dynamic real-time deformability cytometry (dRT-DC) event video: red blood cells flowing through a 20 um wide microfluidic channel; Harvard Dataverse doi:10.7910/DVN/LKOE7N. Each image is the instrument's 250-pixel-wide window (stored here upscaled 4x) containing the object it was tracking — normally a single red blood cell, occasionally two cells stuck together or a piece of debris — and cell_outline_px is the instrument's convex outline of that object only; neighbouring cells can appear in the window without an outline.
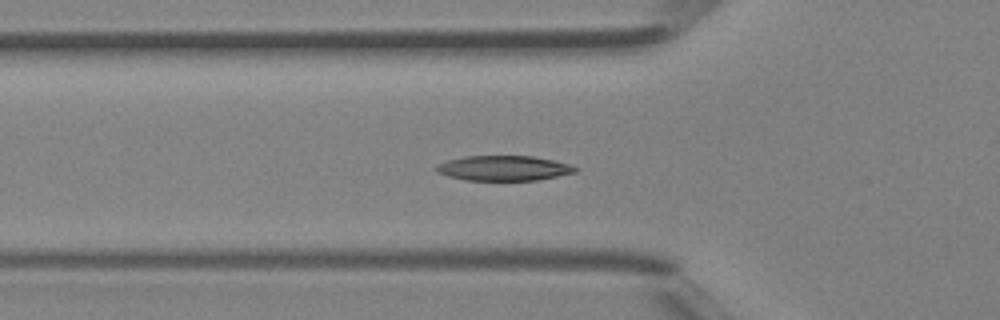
{"species": "Egyptian fruit bat (a non-hibernating species)", "species_latin": "Rousettus aegyptiacus", "temperature_condition": "room temperature", "stored_images_in_passage": 41, "camera_frame_rate_fps": 3000, "um_per_image_px": 0.085, "animal": {"sex": "female"}, "frame": {"image": 1, "passage_image": 12, "time_ms": 3.667, "image_size_px": [1000, 320], "cell_outline_px": [[580, 168], [576, 172], [536, 180], [464, 180], [448, 176], [436, 172], [436, 164], [448, 160], [464, 156], [532, 156], [556, 160]], "centroid_in_image_um": [42.81, 14.29], "position_along_channel_um": 83.0, "area_um2": 20.29}}
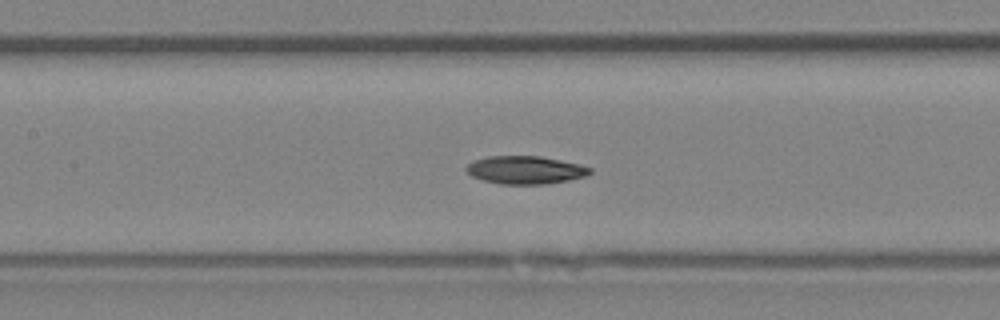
{"frame": {"image": 2, "passage_image": 17, "time_ms": 5.333, "image_size_px": [1000, 320], "cell_outline_px": [[592, 172], [584, 176], [568, 180], [548, 184], [500, 184], [484, 180], [472, 176], [464, 168], [468, 164], [476, 160], [488, 156], [540, 156], [560, 160], [592, 168]], "centroid_in_image_um": [44.64, 14.45], "position_along_channel_um": 162.8, "area_um2": 19.94}}
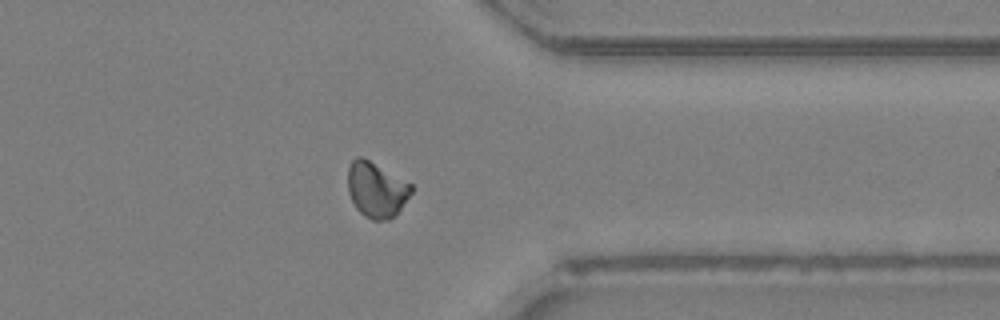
{"frame": {"image": 3, "passage_image": 31, "time_ms": 10.0, "image_size_px": [1000, 320], "cell_outline_px": [[412, 192], [400, 208], [388, 220], [372, 220], [360, 212], [356, 208], [348, 192], [348, 168], [352, 160], [356, 156], [360, 156], [368, 160], [412, 184]], "centroid_in_image_um": [31.97, 16.11], "position_along_channel_um": 379.4, "area_um2": 20.06}}